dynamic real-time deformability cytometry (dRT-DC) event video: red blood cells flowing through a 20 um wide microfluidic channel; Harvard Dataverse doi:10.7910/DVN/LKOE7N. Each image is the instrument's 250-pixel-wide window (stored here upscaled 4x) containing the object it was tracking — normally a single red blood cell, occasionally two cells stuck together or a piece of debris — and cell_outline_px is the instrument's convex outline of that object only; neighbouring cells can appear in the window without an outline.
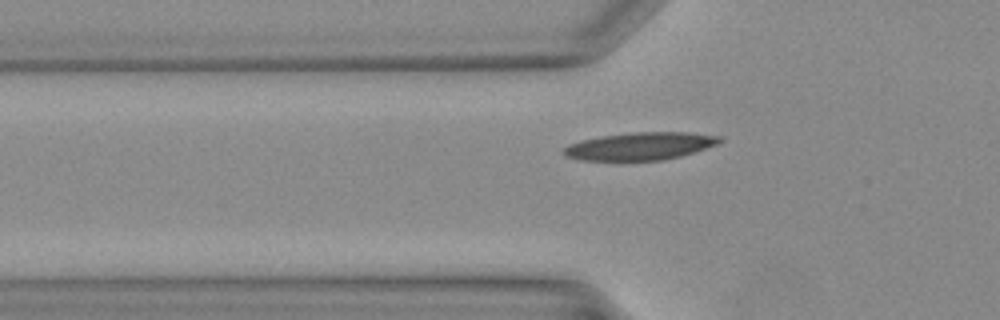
{"species": "Egyptian fruit bat (a non-hibernating species)", "species_latin": "Rousettus aegyptiacus", "temperature_condition": "warm", "stored_images_in_passage": 25, "camera_frame_rate_fps": 3000, "um_per_image_px": 0.085, "animal": {"sex": "female"}, "frame": {"image": 1, "passage_image": 3, "time_ms": 0.667, "image_size_px": [1000, 320], "cell_outline_px": [[724, 140], [720, 144], [680, 156], [664, 160], [580, 160], [564, 156], [560, 152], [568, 144], [580, 140], [600, 136], [632, 132], [688, 132], [720, 136]], "centroid_in_image_um": [54.4, 12.42], "position_along_channel_um": 71.4, "area_um2": 25.37}}
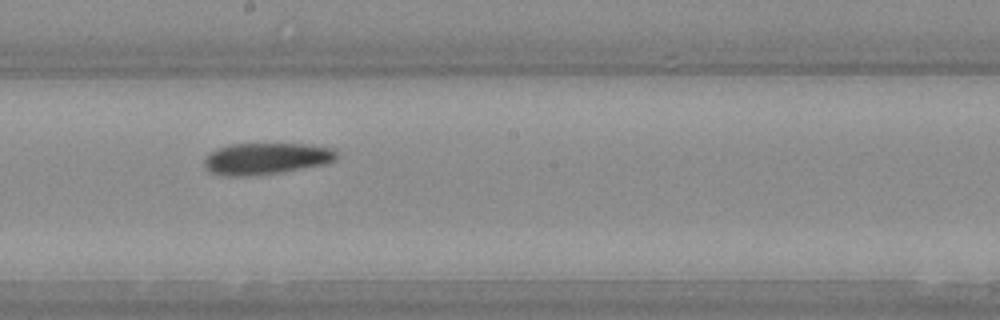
{"frame": {"image": 2, "passage_image": 12, "time_ms": 3.667, "image_size_px": [1000, 320], "cell_outline_px": [[336, 160], [328, 164], [280, 172], [252, 176], [224, 176], [208, 172], [204, 164], [204, 160], [216, 148], [232, 144], [308, 144], [336, 148]], "centroid_in_image_um": [22.65, 13.48], "position_along_channel_um": 225.5, "area_um2": 24.57}}
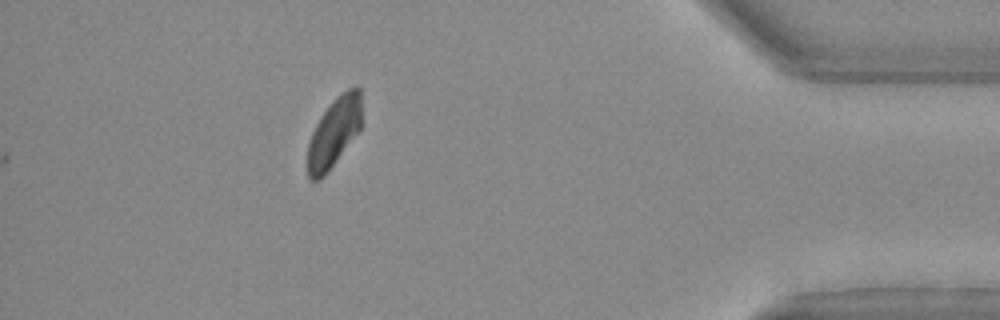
{"frame": {"image": 3, "passage_image": 25, "time_ms": 8.0, "image_size_px": [1000, 320], "cell_outline_px": [[360, 128], [324, 176], [320, 180], [312, 180], [308, 176], [308, 144], [312, 132], [320, 116], [336, 96], [348, 88], [356, 84], [360, 88]], "centroid_in_image_um": [28.38, 11.22], "position_along_channel_um": 406.8, "area_um2": 21.39}}